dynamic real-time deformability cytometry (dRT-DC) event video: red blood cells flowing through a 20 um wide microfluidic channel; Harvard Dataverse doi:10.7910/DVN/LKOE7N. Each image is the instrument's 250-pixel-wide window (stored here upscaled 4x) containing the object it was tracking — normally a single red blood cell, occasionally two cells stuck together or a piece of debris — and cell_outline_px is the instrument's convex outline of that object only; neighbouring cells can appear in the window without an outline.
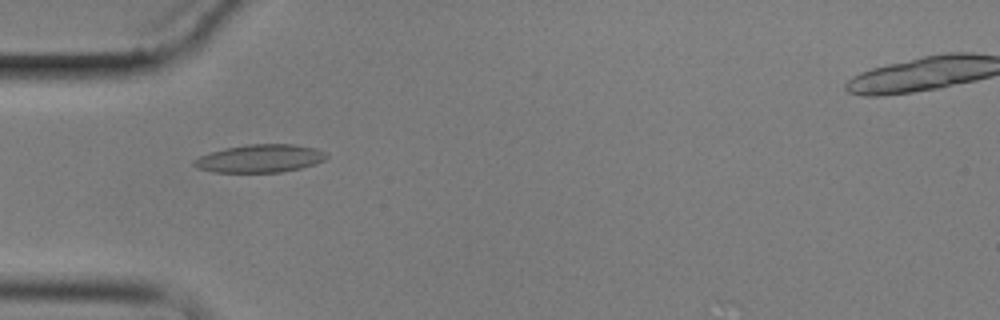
{"species": "common noctule bat (a hibernating species)", "species_latin": "Nyctalus noctula", "temperature_condition": "cold", "stored_images_in_passage": 6, "camera_frame_rate_fps": 3000, "um_per_image_px": 0.085, "animal": {"sex": "male", "body_mass_g": 17.9}, "frame": {"image": 1, "passage_image": 5, "time_ms": 4.667, "image_size_px": [1000, 320], "cell_outline_px": [[328, 156], [324, 160], [300, 168], [280, 172], [212, 172], [196, 168], [192, 164], [192, 160], [200, 156], [224, 148], [248, 144], [292, 144], [316, 148], [324, 152]], "centroid_in_image_um": [22.05, 13.47], "position_along_channel_um": 62.9, "area_um2": 21.5}}
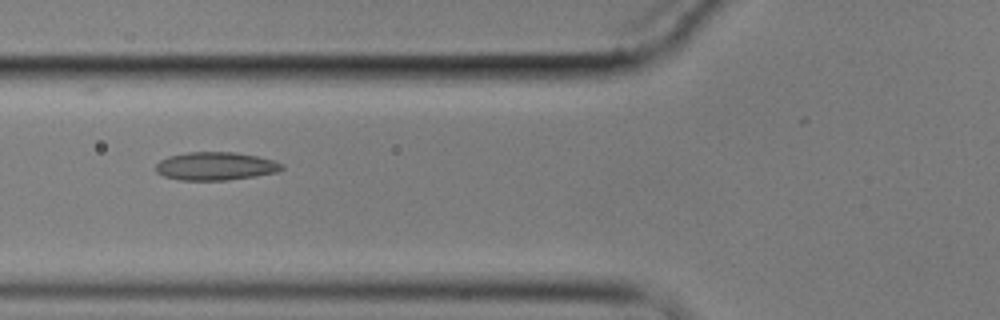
{"frame": {"image": 2, "passage_image": 6, "time_ms": 6.0, "image_size_px": [1000, 320], "cell_outline_px": [[284, 168], [276, 172], [256, 176], [228, 180], [180, 180], [164, 176], [156, 172], [156, 164], [160, 160], [168, 156], [188, 152], [236, 152], [256, 156], [272, 160], [284, 164]], "centroid_in_image_um": [18.32, 14.12], "position_along_channel_um": 107.5, "area_um2": 20.69}}